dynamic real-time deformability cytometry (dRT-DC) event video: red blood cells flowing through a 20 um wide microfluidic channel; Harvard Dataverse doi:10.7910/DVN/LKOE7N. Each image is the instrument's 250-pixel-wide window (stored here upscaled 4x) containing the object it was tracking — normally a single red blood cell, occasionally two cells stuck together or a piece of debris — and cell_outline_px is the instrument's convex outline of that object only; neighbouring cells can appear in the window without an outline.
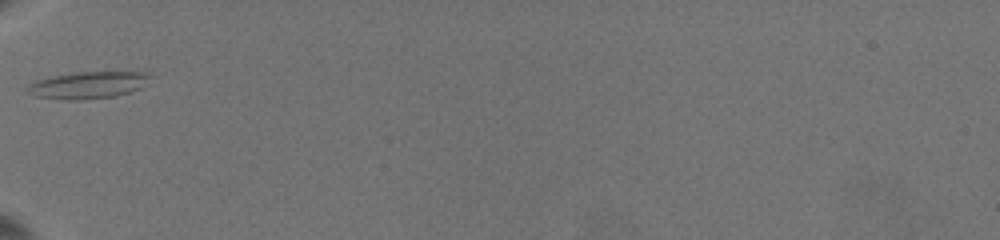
{"species": "common noctule bat (a hibernating species)", "species_latin": "Nyctalus noctula", "temperature_condition": "warm", "stored_images_in_passage": 43, "camera_frame_rate_fps": 3000, "um_per_image_px": 0.085, "animal": {"sex": "female", "body_mass_g": 19.5, "forearm_length_mm": 54.1}, "frame": {"image": 1, "passage_image": 1, "time_ms": 0.0, "image_size_px": [1000, 240], "cell_outline_px": [[152, 76], [140, 88], [128, 92], [112, 96], [80, 100], [64, 100], [36, 96], [24, 88], [28, 84], [36, 80], [52, 76], [76, 72], [148, 72]], "centroid_in_image_um": [7.45, 7.22], "position_along_channel_um": 77.6, "area_um2": 19.13}}
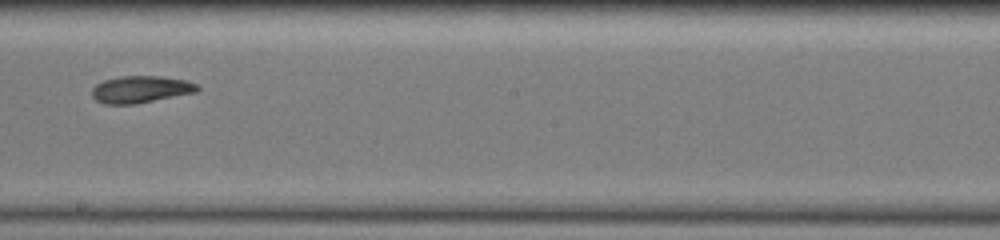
{"frame": {"image": 2, "passage_image": 15, "time_ms": 4.667, "image_size_px": [1000, 240], "cell_outline_px": [[200, 88], [196, 92], [136, 104], [104, 104], [96, 100], [92, 96], [92, 88], [96, 84], [104, 80], [120, 76], [160, 76], [188, 80], [196, 84]], "centroid_in_image_um": [11.95, 7.59], "position_along_channel_um": 236.2, "area_um2": 16.65}}
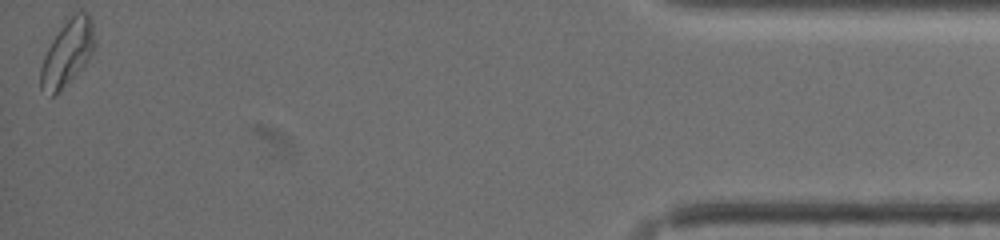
{"frame": {"image": 3, "passage_image": 42, "time_ms": 12.333, "image_size_px": [1000, 240], "cell_outline_px": [[96, 44], [92, 52], [84, 64], [52, 96], [40, 88], [40, 68], [44, 56], [52, 40], [60, 28], [76, 12], [88, 12], [92, 20]], "centroid_in_image_um": [5.73, 4.44], "position_along_channel_um": 429.5, "area_um2": 19.94}, "authors_computed_cell_mechanics": {"area_um2": 16.8198, "velocity_mm_per_s": 3.4488, "shape_relaxation_time_tau1_ms": null, "shape_relaxation_time_tau2_ms": 3.4828, "deformation_change_tau1": null, "deformation_change_tau2": 0.0681}}